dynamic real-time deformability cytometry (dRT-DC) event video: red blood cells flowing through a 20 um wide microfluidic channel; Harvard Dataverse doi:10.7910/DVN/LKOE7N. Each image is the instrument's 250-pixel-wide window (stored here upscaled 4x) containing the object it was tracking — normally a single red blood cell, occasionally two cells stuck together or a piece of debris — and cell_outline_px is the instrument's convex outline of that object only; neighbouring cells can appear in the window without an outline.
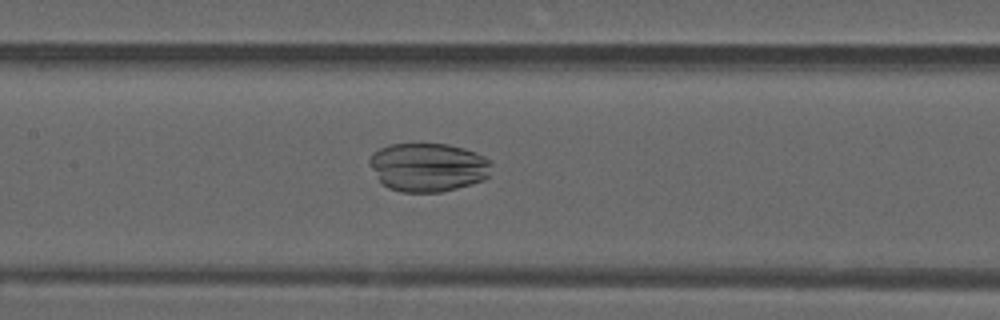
{"species": "common noctule bat (a hibernating species)", "species_latin": "Nyctalus noctula", "temperature_condition": "warm", "stored_images_in_passage": 42, "camera_frame_rate_fps": 3000, "um_per_image_px": 0.085, "animal": {"sex": "male", "forearm_length_mm": 52.5}, "frame": {"image": 1, "passage_image": 15, "time_ms": 4.667, "image_size_px": [1000, 320], "cell_outline_px": [[492, 164], [488, 176], [484, 180], [472, 184], [440, 192], [400, 192], [388, 188], [380, 180], [368, 164], [368, 160], [372, 152], [388, 144], [448, 144], [464, 148], [476, 152], [492, 160]], "centroid_in_image_um": [36.39, 14.21], "position_along_channel_um": 171.0, "area_um2": 34.85}}
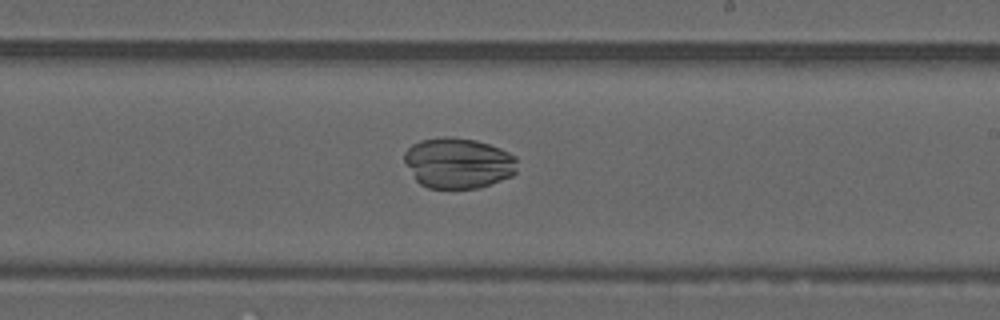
{"frame": {"image": 2, "passage_image": 21, "time_ms": 6.667, "image_size_px": [1000, 320], "cell_outline_px": [[516, 172], [512, 176], [480, 188], [428, 188], [420, 184], [416, 180], [404, 160], [404, 152], [412, 144], [420, 140], [476, 140], [500, 148], [516, 156]], "centroid_in_image_um": [38.97, 13.91], "position_along_channel_um": 250.0, "area_um2": 32.54}}
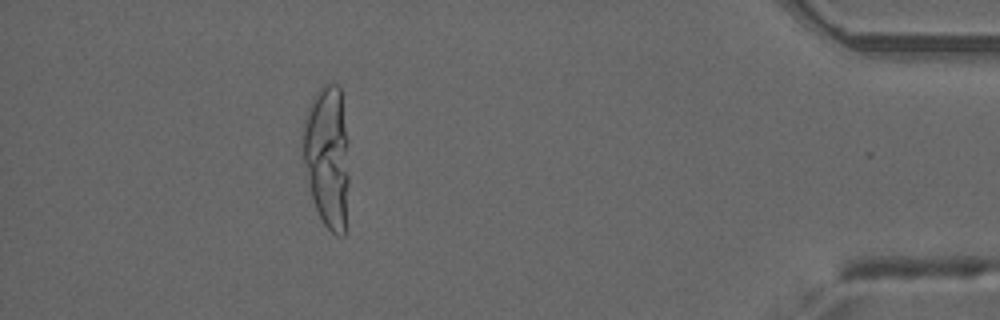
{"frame": {"image": 3, "passage_image": 37, "time_ms": 12.0, "image_size_px": [1000, 320], "cell_outline_px": [[348, 184], [344, 236], [336, 236], [324, 224], [312, 200], [304, 160], [300, 136], [304, 120], [308, 108], [316, 92], [324, 84], [336, 84], [340, 88], [348, 140]], "centroid_in_image_um": [27.81, 13.29], "position_along_channel_um": 407.4, "area_um2": 38.49}}